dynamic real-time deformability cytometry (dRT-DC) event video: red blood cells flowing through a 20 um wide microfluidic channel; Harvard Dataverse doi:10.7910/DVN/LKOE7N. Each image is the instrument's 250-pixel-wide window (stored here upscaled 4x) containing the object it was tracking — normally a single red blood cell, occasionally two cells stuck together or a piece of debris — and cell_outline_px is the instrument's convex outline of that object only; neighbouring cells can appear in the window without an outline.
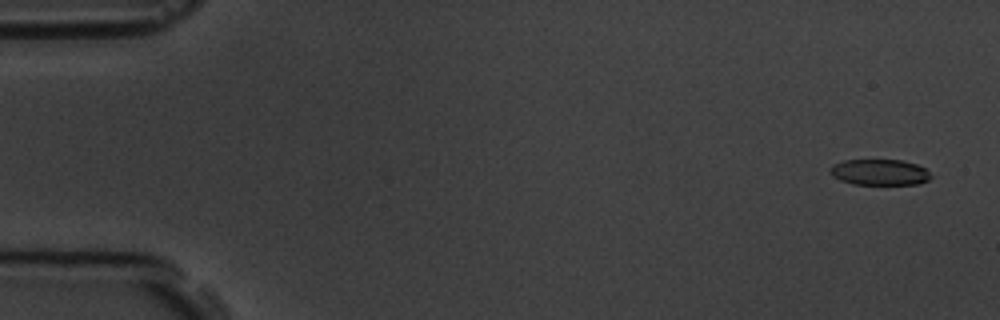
{"species": "common noctule bat (a hibernating species)", "species_latin": "Nyctalus noctula", "temperature_condition": "room temperature", "stored_images_in_passage": 5, "camera_frame_rate_fps": 3000, "um_per_image_px": 0.085, "animal": {"sex": "male", "body_mass_g": 19.5, "forearm_length_mm": 54.6}, "frame": {"image": 1, "passage_image": 1, "time_ms": 0.0, "image_size_px": [1000, 320], "cell_outline_px": [[932, 176], [928, 180], [916, 184], [852, 184], [840, 180], [832, 176], [828, 168], [832, 164], [844, 160], [900, 160], [916, 164], [924, 168]], "centroid_in_image_um": [74.71, 14.63], "position_along_channel_um": 10.3, "area_um2": 15.2}}
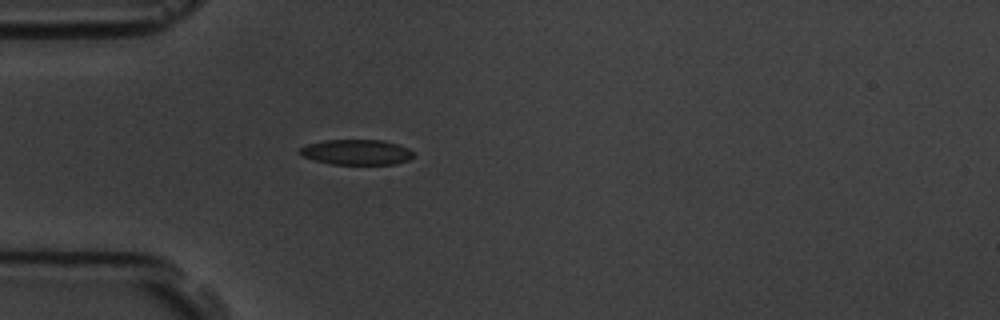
{"frame": {"image": 2, "passage_image": 5, "time_ms": 4.667, "image_size_px": [1000, 320], "cell_outline_px": [[412, 156], [408, 160], [396, 164], [332, 164], [312, 160], [300, 156], [296, 152], [300, 148], [308, 144], [324, 140], [384, 140], [400, 144], [408, 148], [412, 152]], "centroid_in_image_um": [30.26, 12.93], "position_along_channel_um": 54.7, "area_um2": 16.94}}